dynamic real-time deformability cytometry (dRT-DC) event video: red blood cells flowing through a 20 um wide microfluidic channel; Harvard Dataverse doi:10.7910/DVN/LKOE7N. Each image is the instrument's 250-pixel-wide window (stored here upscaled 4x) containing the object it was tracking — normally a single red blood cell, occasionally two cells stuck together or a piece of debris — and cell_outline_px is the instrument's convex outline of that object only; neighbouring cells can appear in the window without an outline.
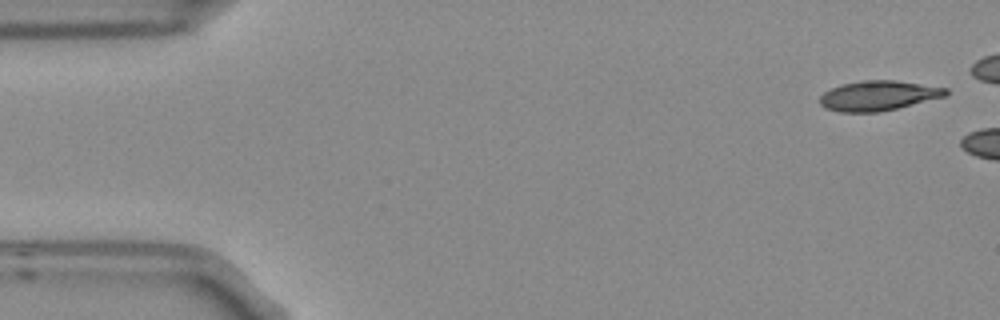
{"species": "Egyptian fruit bat (a non-hibernating species)", "species_latin": "Rousettus aegyptiacus", "temperature_condition": "room temperature", "stored_images_in_passage": 3, "camera_frame_rate_fps": 3000, "um_per_image_px": 0.085, "frame": {"image": 1, "passage_image": 1, "time_ms": 0.0, "image_size_px": [1000, 320], "cell_outline_px": [[948, 92], [944, 96], [880, 112], [840, 112], [824, 108], [820, 104], [820, 96], [824, 92], [840, 84], [860, 80], [896, 80], [948, 88]], "centroid_in_image_um": [74.61, 8.12], "position_along_channel_um": 10.4, "area_um2": 21.85}}